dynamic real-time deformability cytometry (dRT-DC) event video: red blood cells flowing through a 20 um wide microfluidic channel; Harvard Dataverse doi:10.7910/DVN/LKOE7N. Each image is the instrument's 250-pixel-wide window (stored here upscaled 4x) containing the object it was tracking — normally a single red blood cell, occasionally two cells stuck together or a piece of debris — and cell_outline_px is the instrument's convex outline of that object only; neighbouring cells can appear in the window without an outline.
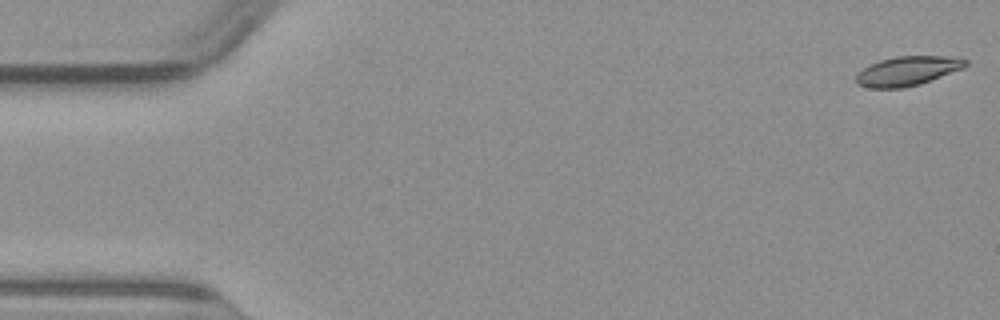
{"species": "common noctule bat (a hibernating species)", "species_latin": "Nyctalus noctula", "temperature_condition": "warm", "stored_images_in_passage": 50, "camera_frame_rate_fps": 3000, "um_per_image_px": 0.085, "animal": {"sex": "male", "body_mass_g": 23.1, "forearm_length_mm": 52.7}, "frame": {"image": 1, "passage_image": 1, "time_ms": 0.0, "image_size_px": [1000, 320], "cell_outline_px": [[968, 64], [964, 68], [920, 84], [904, 88], [868, 88], [856, 84], [856, 76], [864, 68], [880, 60], [896, 56], [944, 56], [968, 60]], "centroid_in_image_um": [77.14, 6.04], "position_along_channel_um": 7.9, "area_um2": 18.61}}
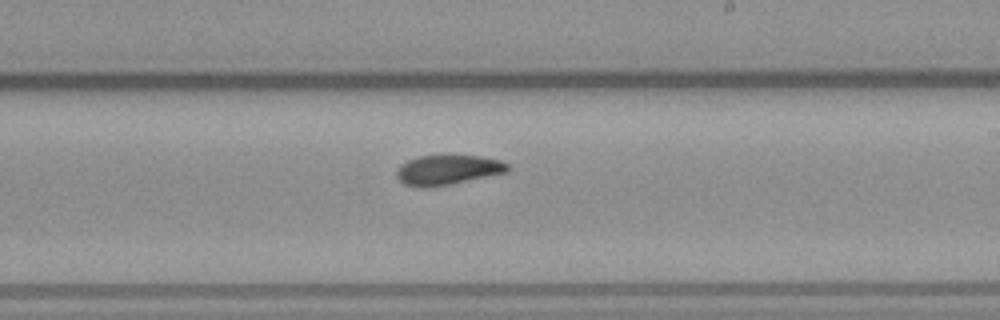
{"frame": {"image": 2, "passage_image": 29, "time_ms": 9.333, "image_size_px": [1000, 320], "cell_outline_px": [[508, 172], [428, 188], [420, 188], [404, 184], [396, 176], [396, 172], [400, 164], [408, 160], [420, 156], [484, 156], [500, 160], [508, 164]], "centroid_in_image_um": [38.03, 14.44], "position_along_channel_um": 251.0, "area_um2": 19.13}}
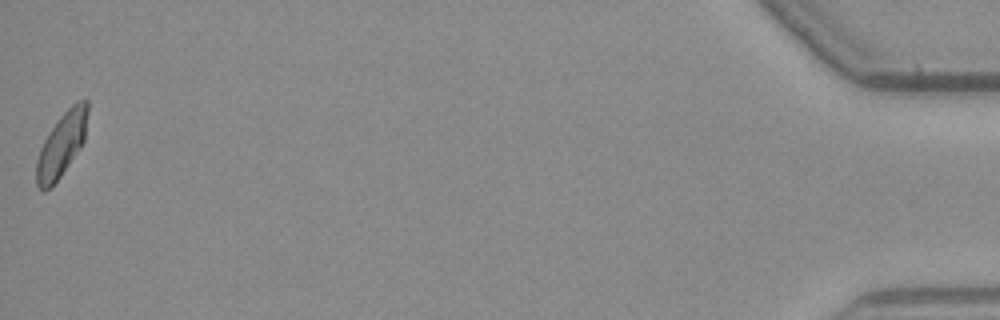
{"frame": {"image": 3, "passage_image": 50, "time_ms": 16.333, "image_size_px": [1000, 320], "cell_outline_px": [[88, 112], [84, 140], [80, 148], [52, 188], [44, 192], [36, 184], [36, 160], [40, 148], [44, 140], [60, 116], [76, 100], [88, 100]], "centroid_in_image_um": [5.23, 12.31], "position_along_channel_um": 430.0, "area_um2": 19.07}}